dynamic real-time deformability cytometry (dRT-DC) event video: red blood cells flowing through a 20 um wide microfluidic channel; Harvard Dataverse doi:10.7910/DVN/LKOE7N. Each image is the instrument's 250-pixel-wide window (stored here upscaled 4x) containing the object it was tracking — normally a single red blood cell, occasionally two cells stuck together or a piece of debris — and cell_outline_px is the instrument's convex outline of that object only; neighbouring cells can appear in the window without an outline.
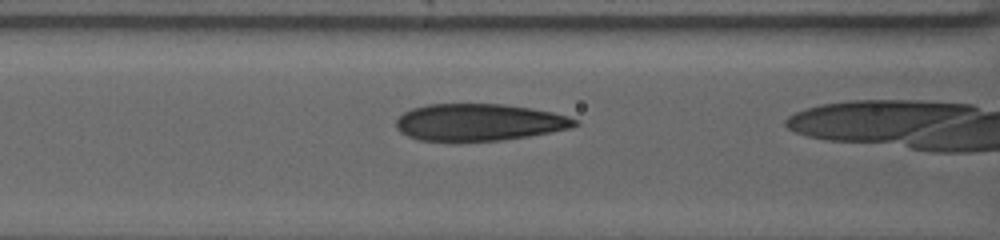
{"species": "human", "species_latin": "Homo sapiens", "temperature_condition": "warm", "stored_images_in_passage": 34, "camera_frame_rate_fps": 3000, "um_per_image_px": 0.085, "donor": {"sex": "female"}, "frame": {"image": 1, "passage_image": 32, "time_ms": 10.333, "image_size_px": [1000, 240], "cell_outline_px": [[580, 124], [568, 128], [528, 136], [500, 140], [420, 140], [408, 136], [400, 132], [396, 128], [396, 120], [404, 112], [412, 108], [428, 104], [504, 104], [552, 112], [568, 116], [580, 120]], "centroid_in_image_um": [40.71, 10.38], "position_along_channel_um": 125.9, "area_um2": 38.09}}